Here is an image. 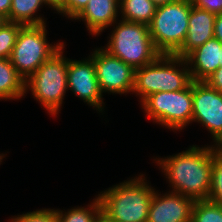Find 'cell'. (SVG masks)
Returning <instances> with one entry per match:
<instances>
[{"mask_svg": "<svg viewBox=\"0 0 222 222\" xmlns=\"http://www.w3.org/2000/svg\"><path fill=\"white\" fill-rule=\"evenodd\" d=\"M167 178L170 191L194 201L207 200L211 187L212 145H192L180 153L154 158Z\"/></svg>", "mask_w": 222, "mask_h": 222, "instance_id": "cell-1", "label": "cell"}, {"mask_svg": "<svg viewBox=\"0 0 222 222\" xmlns=\"http://www.w3.org/2000/svg\"><path fill=\"white\" fill-rule=\"evenodd\" d=\"M144 174L100 191L101 211L112 222H147L154 191Z\"/></svg>", "mask_w": 222, "mask_h": 222, "instance_id": "cell-2", "label": "cell"}, {"mask_svg": "<svg viewBox=\"0 0 222 222\" xmlns=\"http://www.w3.org/2000/svg\"><path fill=\"white\" fill-rule=\"evenodd\" d=\"M192 82L185 58L160 54L152 63L135 70L133 93L142 101L157 92L178 91Z\"/></svg>", "mask_w": 222, "mask_h": 222, "instance_id": "cell-3", "label": "cell"}, {"mask_svg": "<svg viewBox=\"0 0 222 222\" xmlns=\"http://www.w3.org/2000/svg\"><path fill=\"white\" fill-rule=\"evenodd\" d=\"M109 40L103 47L133 69L152 63L160 53L155 48L149 33V26L142 23L117 20Z\"/></svg>", "mask_w": 222, "mask_h": 222, "instance_id": "cell-4", "label": "cell"}, {"mask_svg": "<svg viewBox=\"0 0 222 222\" xmlns=\"http://www.w3.org/2000/svg\"><path fill=\"white\" fill-rule=\"evenodd\" d=\"M65 44L47 59L25 81V91H31L33 98L50 115L60 113L67 87L68 58L64 55Z\"/></svg>", "mask_w": 222, "mask_h": 222, "instance_id": "cell-5", "label": "cell"}, {"mask_svg": "<svg viewBox=\"0 0 222 222\" xmlns=\"http://www.w3.org/2000/svg\"><path fill=\"white\" fill-rule=\"evenodd\" d=\"M191 0H176L159 5L149 26L153 44L160 54L174 55L188 31Z\"/></svg>", "mask_w": 222, "mask_h": 222, "instance_id": "cell-6", "label": "cell"}, {"mask_svg": "<svg viewBox=\"0 0 222 222\" xmlns=\"http://www.w3.org/2000/svg\"><path fill=\"white\" fill-rule=\"evenodd\" d=\"M139 102L150 121L162 127L181 131L192 123V82L182 90L157 92Z\"/></svg>", "mask_w": 222, "mask_h": 222, "instance_id": "cell-7", "label": "cell"}, {"mask_svg": "<svg viewBox=\"0 0 222 222\" xmlns=\"http://www.w3.org/2000/svg\"><path fill=\"white\" fill-rule=\"evenodd\" d=\"M48 42L46 24L20 29L9 60L25 81L65 44Z\"/></svg>", "mask_w": 222, "mask_h": 222, "instance_id": "cell-8", "label": "cell"}, {"mask_svg": "<svg viewBox=\"0 0 222 222\" xmlns=\"http://www.w3.org/2000/svg\"><path fill=\"white\" fill-rule=\"evenodd\" d=\"M192 123L206 127L213 145L222 148V93L205 81H192Z\"/></svg>", "mask_w": 222, "mask_h": 222, "instance_id": "cell-9", "label": "cell"}, {"mask_svg": "<svg viewBox=\"0 0 222 222\" xmlns=\"http://www.w3.org/2000/svg\"><path fill=\"white\" fill-rule=\"evenodd\" d=\"M95 64L99 88L103 93L127 94L133 92L135 69L111 55L102 46L89 55Z\"/></svg>", "mask_w": 222, "mask_h": 222, "instance_id": "cell-10", "label": "cell"}, {"mask_svg": "<svg viewBox=\"0 0 222 222\" xmlns=\"http://www.w3.org/2000/svg\"><path fill=\"white\" fill-rule=\"evenodd\" d=\"M67 87L87 105L104 112V99L96 77L95 64L88 56L84 60L68 58Z\"/></svg>", "mask_w": 222, "mask_h": 222, "instance_id": "cell-11", "label": "cell"}, {"mask_svg": "<svg viewBox=\"0 0 222 222\" xmlns=\"http://www.w3.org/2000/svg\"><path fill=\"white\" fill-rule=\"evenodd\" d=\"M163 194L154 191L147 222H191L194 200L170 190Z\"/></svg>", "mask_w": 222, "mask_h": 222, "instance_id": "cell-12", "label": "cell"}, {"mask_svg": "<svg viewBox=\"0 0 222 222\" xmlns=\"http://www.w3.org/2000/svg\"><path fill=\"white\" fill-rule=\"evenodd\" d=\"M185 60L192 81H205L222 66V43L215 37L191 51Z\"/></svg>", "mask_w": 222, "mask_h": 222, "instance_id": "cell-13", "label": "cell"}, {"mask_svg": "<svg viewBox=\"0 0 222 222\" xmlns=\"http://www.w3.org/2000/svg\"><path fill=\"white\" fill-rule=\"evenodd\" d=\"M215 18L216 15L192 5L186 38L174 55L185 58L191 51L213 38Z\"/></svg>", "mask_w": 222, "mask_h": 222, "instance_id": "cell-14", "label": "cell"}, {"mask_svg": "<svg viewBox=\"0 0 222 222\" xmlns=\"http://www.w3.org/2000/svg\"><path fill=\"white\" fill-rule=\"evenodd\" d=\"M119 16V0H89L74 21H84L90 35L98 36L120 19Z\"/></svg>", "mask_w": 222, "mask_h": 222, "instance_id": "cell-15", "label": "cell"}, {"mask_svg": "<svg viewBox=\"0 0 222 222\" xmlns=\"http://www.w3.org/2000/svg\"><path fill=\"white\" fill-rule=\"evenodd\" d=\"M25 95V79L8 58H0V100H20Z\"/></svg>", "mask_w": 222, "mask_h": 222, "instance_id": "cell-16", "label": "cell"}, {"mask_svg": "<svg viewBox=\"0 0 222 222\" xmlns=\"http://www.w3.org/2000/svg\"><path fill=\"white\" fill-rule=\"evenodd\" d=\"M43 5V0H11L10 13L6 21L24 26L46 24L45 18L37 15Z\"/></svg>", "mask_w": 222, "mask_h": 222, "instance_id": "cell-17", "label": "cell"}, {"mask_svg": "<svg viewBox=\"0 0 222 222\" xmlns=\"http://www.w3.org/2000/svg\"><path fill=\"white\" fill-rule=\"evenodd\" d=\"M152 0H119L121 20L149 25L157 10Z\"/></svg>", "mask_w": 222, "mask_h": 222, "instance_id": "cell-18", "label": "cell"}, {"mask_svg": "<svg viewBox=\"0 0 222 222\" xmlns=\"http://www.w3.org/2000/svg\"><path fill=\"white\" fill-rule=\"evenodd\" d=\"M57 210L58 222H91L97 213L101 210V202L98 196L92 200V202L86 207L76 206L68 209L65 212L63 210Z\"/></svg>", "mask_w": 222, "mask_h": 222, "instance_id": "cell-19", "label": "cell"}, {"mask_svg": "<svg viewBox=\"0 0 222 222\" xmlns=\"http://www.w3.org/2000/svg\"><path fill=\"white\" fill-rule=\"evenodd\" d=\"M191 222H222V205L210 200H196Z\"/></svg>", "mask_w": 222, "mask_h": 222, "instance_id": "cell-20", "label": "cell"}, {"mask_svg": "<svg viewBox=\"0 0 222 222\" xmlns=\"http://www.w3.org/2000/svg\"><path fill=\"white\" fill-rule=\"evenodd\" d=\"M208 200L222 205V148L212 145L211 187Z\"/></svg>", "mask_w": 222, "mask_h": 222, "instance_id": "cell-21", "label": "cell"}, {"mask_svg": "<svg viewBox=\"0 0 222 222\" xmlns=\"http://www.w3.org/2000/svg\"><path fill=\"white\" fill-rule=\"evenodd\" d=\"M23 24L5 22L0 27V58H10L16 39Z\"/></svg>", "mask_w": 222, "mask_h": 222, "instance_id": "cell-22", "label": "cell"}, {"mask_svg": "<svg viewBox=\"0 0 222 222\" xmlns=\"http://www.w3.org/2000/svg\"><path fill=\"white\" fill-rule=\"evenodd\" d=\"M10 218V222H58L57 210H54V208L37 209L36 211L25 212V214L14 215Z\"/></svg>", "mask_w": 222, "mask_h": 222, "instance_id": "cell-23", "label": "cell"}, {"mask_svg": "<svg viewBox=\"0 0 222 222\" xmlns=\"http://www.w3.org/2000/svg\"><path fill=\"white\" fill-rule=\"evenodd\" d=\"M192 5L214 15L222 14V0H191Z\"/></svg>", "mask_w": 222, "mask_h": 222, "instance_id": "cell-24", "label": "cell"}, {"mask_svg": "<svg viewBox=\"0 0 222 222\" xmlns=\"http://www.w3.org/2000/svg\"><path fill=\"white\" fill-rule=\"evenodd\" d=\"M89 0H67L66 17L68 20H74L82 10L87 6Z\"/></svg>", "mask_w": 222, "mask_h": 222, "instance_id": "cell-25", "label": "cell"}, {"mask_svg": "<svg viewBox=\"0 0 222 222\" xmlns=\"http://www.w3.org/2000/svg\"><path fill=\"white\" fill-rule=\"evenodd\" d=\"M205 82L213 89L222 93V66L219 67Z\"/></svg>", "mask_w": 222, "mask_h": 222, "instance_id": "cell-26", "label": "cell"}, {"mask_svg": "<svg viewBox=\"0 0 222 222\" xmlns=\"http://www.w3.org/2000/svg\"><path fill=\"white\" fill-rule=\"evenodd\" d=\"M45 6L56 11L58 14L66 17V2L67 0H43Z\"/></svg>", "mask_w": 222, "mask_h": 222, "instance_id": "cell-27", "label": "cell"}, {"mask_svg": "<svg viewBox=\"0 0 222 222\" xmlns=\"http://www.w3.org/2000/svg\"><path fill=\"white\" fill-rule=\"evenodd\" d=\"M214 37L222 43V14L216 15L214 22Z\"/></svg>", "mask_w": 222, "mask_h": 222, "instance_id": "cell-28", "label": "cell"}, {"mask_svg": "<svg viewBox=\"0 0 222 222\" xmlns=\"http://www.w3.org/2000/svg\"><path fill=\"white\" fill-rule=\"evenodd\" d=\"M11 8V0H0V14L6 19L9 16Z\"/></svg>", "mask_w": 222, "mask_h": 222, "instance_id": "cell-29", "label": "cell"}, {"mask_svg": "<svg viewBox=\"0 0 222 222\" xmlns=\"http://www.w3.org/2000/svg\"><path fill=\"white\" fill-rule=\"evenodd\" d=\"M91 222H112L103 211H99Z\"/></svg>", "mask_w": 222, "mask_h": 222, "instance_id": "cell-30", "label": "cell"}, {"mask_svg": "<svg viewBox=\"0 0 222 222\" xmlns=\"http://www.w3.org/2000/svg\"><path fill=\"white\" fill-rule=\"evenodd\" d=\"M157 6L174 2L176 0H152Z\"/></svg>", "mask_w": 222, "mask_h": 222, "instance_id": "cell-31", "label": "cell"}, {"mask_svg": "<svg viewBox=\"0 0 222 222\" xmlns=\"http://www.w3.org/2000/svg\"><path fill=\"white\" fill-rule=\"evenodd\" d=\"M6 22V18L0 14V27Z\"/></svg>", "mask_w": 222, "mask_h": 222, "instance_id": "cell-32", "label": "cell"}, {"mask_svg": "<svg viewBox=\"0 0 222 222\" xmlns=\"http://www.w3.org/2000/svg\"><path fill=\"white\" fill-rule=\"evenodd\" d=\"M5 155V156H4ZM6 152H5V154L4 153H1L0 154V165H1V163H2V160H3V158H5L6 157Z\"/></svg>", "mask_w": 222, "mask_h": 222, "instance_id": "cell-33", "label": "cell"}]
</instances>
